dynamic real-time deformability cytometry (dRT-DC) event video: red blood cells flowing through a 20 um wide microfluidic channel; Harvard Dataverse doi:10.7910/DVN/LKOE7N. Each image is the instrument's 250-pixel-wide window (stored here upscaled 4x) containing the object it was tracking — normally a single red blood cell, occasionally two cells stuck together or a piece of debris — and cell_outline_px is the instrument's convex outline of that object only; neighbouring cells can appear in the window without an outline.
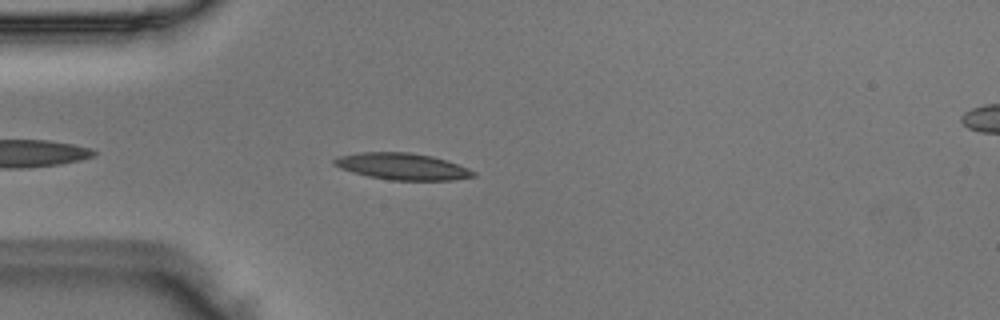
{"species": "Egyptian fruit bat (a non-hibernating species)", "species_latin": "Rousettus aegyptiacus", "temperature_condition": "room temperature", "stored_images_in_passage": 35, "camera_frame_rate_fps": 3000, "um_per_image_px": 0.085, "animal": {"sex": "male"}, "frame": {"image": 1, "passage_image": 4, "time_ms": 1.0, "image_size_px": [1000, 320], "cell_outline_px": [[476, 176], [452, 180], [388, 180], [368, 176], [352, 172], [340, 168], [332, 164], [332, 160], [340, 156], [360, 152], [408, 152], [432, 156], [448, 160], [468, 168], [476, 172]], "centroid_in_image_um": [34.2, 14.15], "position_along_channel_um": 50.8, "area_um2": 21.68}}
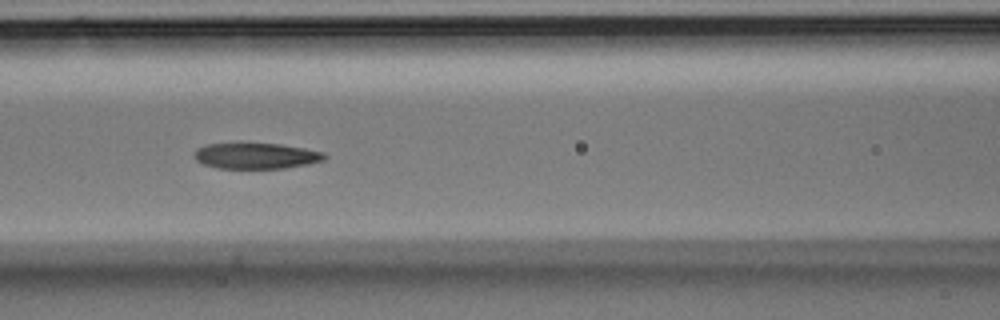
{"frame": {"image": 2, "passage_image": 12, "time_ms": 3.667, "image_size_px": [1000, 320], "cell_outline_px": [[328, 156], [324, 160], [308, 164], [284, 168], [220, 168], [204, 164], [196, 160], [192, 156], [196, 148], [208, 144], [280, 144], [304, 148], [324, 152]], "centroid_in_image_um": [21.78, 13.25], "position_along_channel_um": 144.8, "area_um2": 19.48}}
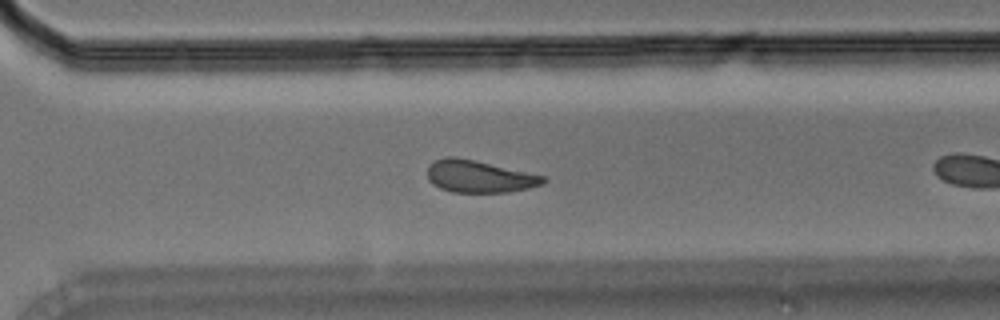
{"frame": {"image": 3, "passage_image": 23, "time_ms": 7.333, "image_size_px": [1000, 320], "cell_outline_px": [[548, 180], [544, 184], [528, 188], [508, 192], [452, 192], [440, 188], [432, 184], [428, 180], [428, 164], [432, 160], [444, 156], [456, 156], [476, 160], [544, 176]], "centroid_in_image_um": [40.69, 14.98], "position_along_channel_um": 329.9, "area_um2": 21.96}}